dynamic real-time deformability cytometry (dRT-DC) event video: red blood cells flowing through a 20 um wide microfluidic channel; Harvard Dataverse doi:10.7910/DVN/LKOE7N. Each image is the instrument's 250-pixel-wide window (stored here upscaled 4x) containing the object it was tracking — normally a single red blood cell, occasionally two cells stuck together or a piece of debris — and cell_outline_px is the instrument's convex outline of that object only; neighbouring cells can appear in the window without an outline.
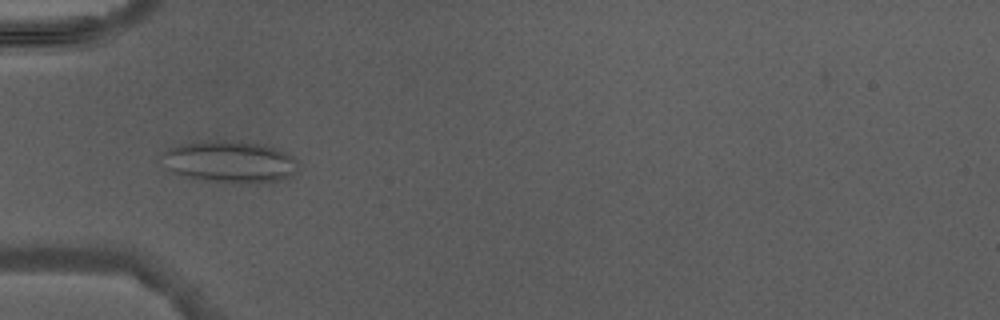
{"species": "Egyptian fruit bat (a non-hibernating species)", "species_latin": "Rousettus aegyptiacus", "temperature_condition": "warm", "stored_images_in_passage": 5, "camera_frame_rate_fps": 3000, "um_per_image_px": 0.085, "animal": {"sex": "male"}, "frame": {"image": 1, "passage_image": 5, "time_ms": 4.667, "image_size_px": [1000, 320], "cell_outline_px": [[300, 168], [296, 172], [284, 180], [268, 184], [216, 184], [172, 172], [164, 168], [156, 160], [168, 148], [180, 144], [208, 140], [232, 140], [264, 144], [276, 148], [292, 156], [300, 164]], "centroid_in_image_um": [19.52, 13.79], "position_along_channel_um": 65.5, "area_um2": 34.91}}